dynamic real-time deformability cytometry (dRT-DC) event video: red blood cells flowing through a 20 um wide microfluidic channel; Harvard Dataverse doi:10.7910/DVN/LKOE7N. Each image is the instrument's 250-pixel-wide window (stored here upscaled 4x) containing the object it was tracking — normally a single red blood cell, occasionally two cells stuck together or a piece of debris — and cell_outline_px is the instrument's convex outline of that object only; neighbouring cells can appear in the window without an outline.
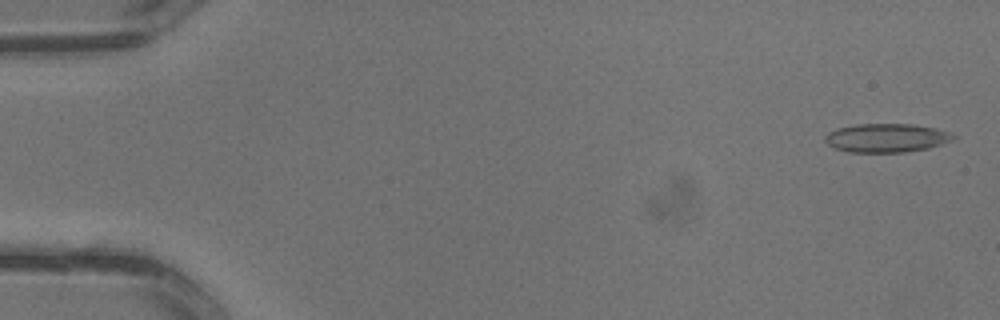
{"species": "common noctule bat (a hibernating species)", "species_latin": "Nyctalus noctula", "temperature_condition": "warm", "stored_images_in_passage": 2, "segment_of_instrument_passage": [2, 2], "camera_frame_rate_fps": 3000, "um_per_image_px": 0.085, "animal": {"sex": "male", "body_mass_g": 13.3}, "frame": {"image": 1, "passage_image": 2, "time_ms": 0.333, "image_size_px": [1000, 320], "cell_outline_px": [[956, 136], [952, 140], [928, 148], [904, 152], [848, 152], [832, 148], [824, 140], [824, 136], [828, 132], [836, 128], [856, 124], [912, 124], [936, 128], [948, 132]], "centroid_in_image_um": [75.29, 11.72], "position_along_channel_um": 9.7, "area_um2": 21.5}}